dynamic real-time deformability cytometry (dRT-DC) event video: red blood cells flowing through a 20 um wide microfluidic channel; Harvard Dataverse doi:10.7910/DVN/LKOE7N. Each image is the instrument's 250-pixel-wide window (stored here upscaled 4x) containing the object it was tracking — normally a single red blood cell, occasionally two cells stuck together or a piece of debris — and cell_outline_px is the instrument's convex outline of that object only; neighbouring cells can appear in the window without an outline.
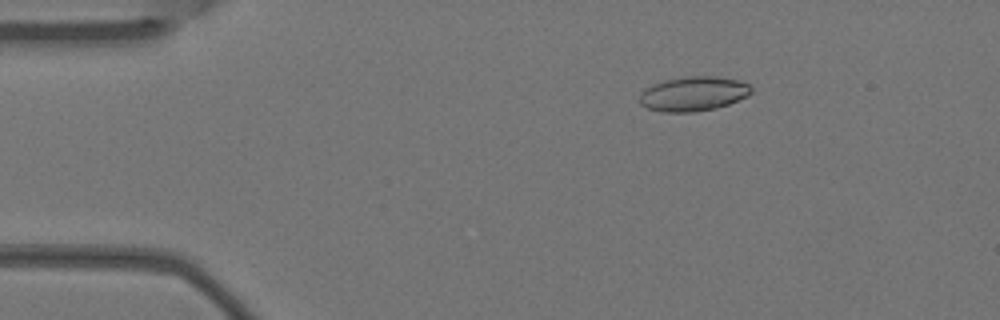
{"species": "Egyptian fruit bat (a non-hibernating species)", "species_latin": "Rousettus aegyptiacus", "temperature_condition": "warm", "stored_images_in_passage": 4, "camera_frame_rate_fps": 3000, "um_per_image_px": 0.085, "animal": {"sex": "female"}, "frame": {"image": 1, "passage_image": 2, "time_ms": 0.333, "image_size_px": [1000, 320], "cell_outline_px": [[752, 92], [748, 96], [728, 104], [716, 108], [692, 112], [660, 112], [648, 108], [640, 104], [640, 96], [644, 88], [664, 80], [688, 76], [716, 76], [740, 80], [748, 84], [752, 88]], "centroid_in_image_um": [58.95, 7.97], "position_along_channel_um": 26.1, "area_um2": 22.54}}
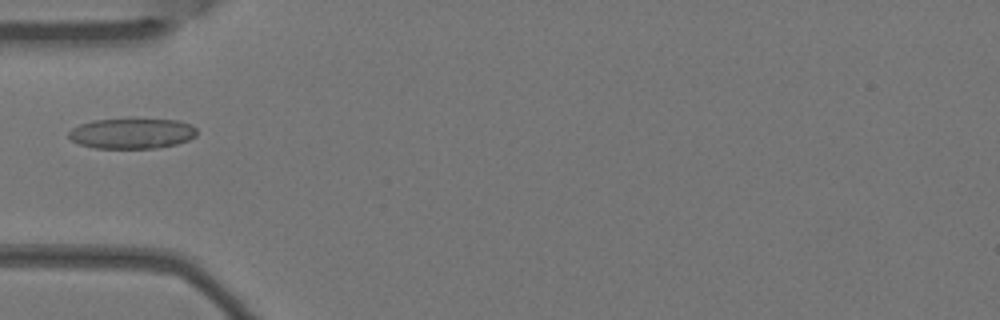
{"frame": {"image": 2, "passage_image": 4, "time_ms": 1.0, "image_size_px": [1000, 320], "cell_outline_px": [[196, 136], [188, 140], [176, 144], [156, 148], [96, 148], [80, 144], [72, 140], [68, 136], [68, 132], [72, 128], [80, 124], [96, 120], [176, 120], [192, 124], [196, 128]], "centroid_in_image_um": [11.22, 11.35], "position_along_channel_um": 73.8, "area_um2": 22.37}}